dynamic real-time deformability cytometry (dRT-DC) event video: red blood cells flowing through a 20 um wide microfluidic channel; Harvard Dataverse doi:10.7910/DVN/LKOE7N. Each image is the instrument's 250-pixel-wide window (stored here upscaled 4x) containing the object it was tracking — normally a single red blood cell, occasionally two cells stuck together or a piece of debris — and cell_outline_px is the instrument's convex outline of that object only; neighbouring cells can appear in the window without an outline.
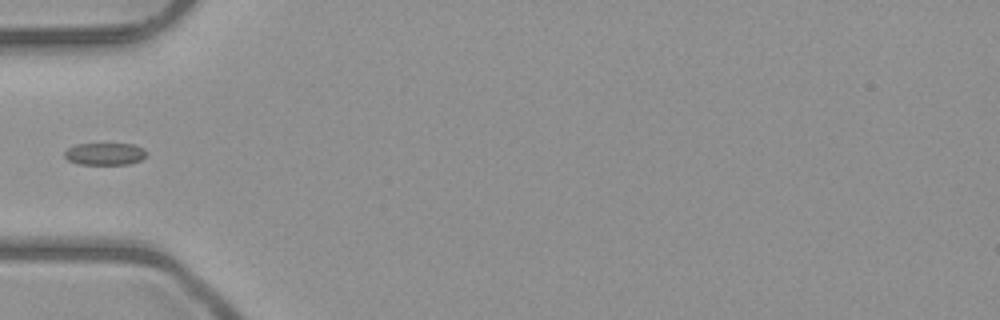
{"species": "common noctule bat (a hibernating species)", "species_latin": "Nyctalus noctula", "temperature_condition": "room temperature", "stored_images_in_passage": 5, "segment_of_instrument_passage": [2, 2], "camera_frame_rate_fps": 3000, "um_per_image_px": 0.085, "animal": {"sex": "male", "body_mass_g": 23.1, "forearm_length_mm": 52.7}, "frame": {"image": 1, "passage_image": 5, "time_ms": 4.667, "image_size_px": [1000, 320], "cell_outline_px": [[148, 152], [140, 160], [128, 164], [80, 164], [68, 160], [64, 156], [64, 152], [68, 148], [76, 144], [132, 144], [144, 148]], "centroid_in_image_um": [8.91, 13.07], "position_along_channel_um": 76.1, "area_um2": 10.52}}